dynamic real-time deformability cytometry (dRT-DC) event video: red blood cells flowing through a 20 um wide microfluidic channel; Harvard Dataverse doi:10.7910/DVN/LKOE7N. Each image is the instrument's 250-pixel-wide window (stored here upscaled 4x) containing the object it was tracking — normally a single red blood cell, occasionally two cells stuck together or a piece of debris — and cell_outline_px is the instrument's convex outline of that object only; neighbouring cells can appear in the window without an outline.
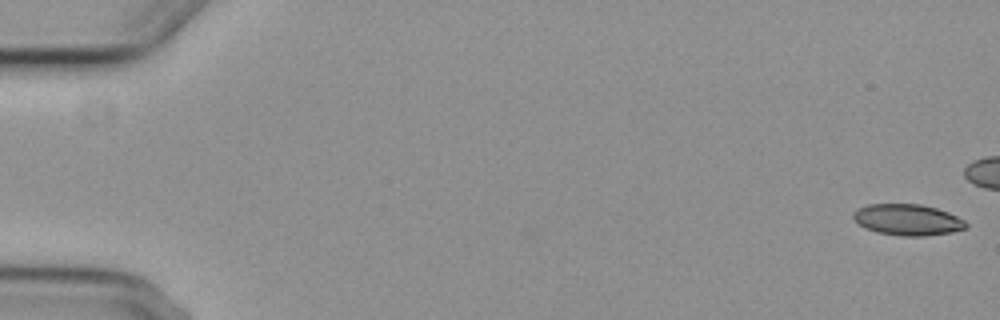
{"species": "common noctule bat (a hibernating species)", "species_latin": "Nyctalus noctula", "temperature_condition": "cold", "stored_images_in_passage": 8, "camera_frame_rate_fps": 3000, "um_per_image_px": 0.085, "animal": {"sex": "female", "body_mass_g": 29.2, "forearm_length_mm": 56.3}, "frame": {"image": 1, "passage_image": 1, "time_ms": 0.0, "image_size_px": [1000, 320], "cell_outline_px": [[968, 228], [952, 232], [924, 236], [904, 236], [876, 232], [864, 228], [852, 216], [852, 212], [868, 204], [920, 204], [936, 208], [948, 212], [964, 220], [968, 224]], "centroid_in_image_um": [77.16, 18.68], "position_along_channel_um": 7.8, "area_um2": 20.46}}
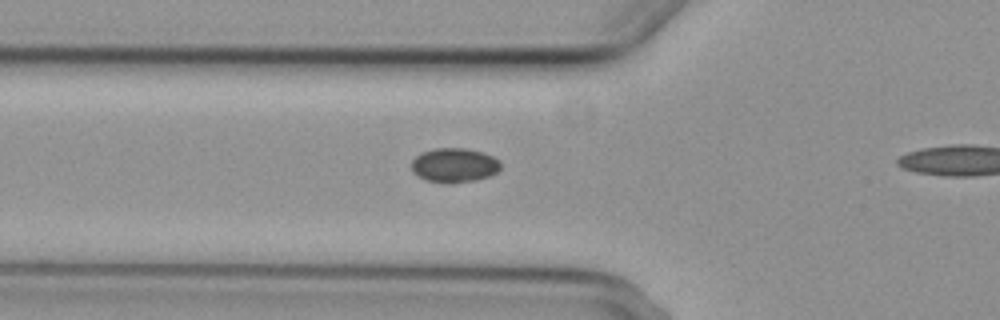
{"frame": {"image": 2, "passage_image": 8, "time_ms": 8.0, "image_size_px": [1000, 320], "cell_outline_px": [[500, 168], [496, 172], [488, 176], [476, 180], [452, 184], [448, 184], [424, 180], [412, 172], [412, 160], [420, 152], [436, 148], [464, 148], [484, 152], [500, 160]], "centroid_in_image_um": [38.59, 14.05], "position_along_channel_um": 87.2, "area_um2": 18.09}}